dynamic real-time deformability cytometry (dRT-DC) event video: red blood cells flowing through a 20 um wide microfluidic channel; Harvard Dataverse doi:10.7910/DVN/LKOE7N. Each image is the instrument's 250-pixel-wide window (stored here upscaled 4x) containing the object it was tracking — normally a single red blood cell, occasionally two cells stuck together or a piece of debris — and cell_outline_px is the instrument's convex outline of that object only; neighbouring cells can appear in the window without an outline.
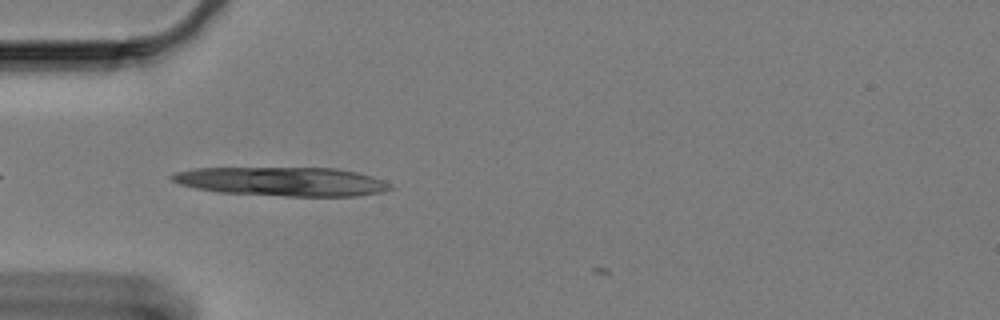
{"species": "Egyptian fruit bat (a non-hibernating species)", "species_latin": "Rousettus aegyptiacus", "temperature_condition": "cold", "stored_images_in_passage": 7, "camera_frame_rate_fps": 3000, "um_per_image_px": 0.085, "animal": {"sex": "female"}, "frame": {"image": 1, "passage_image": 4, "time_ms": 1.0, "image_size_px": [1000, 320], "cell_outline_px": [[392, 188], [384, 192], [356, 196], [284, 196], [220, 192], [196, 188], [180, 184], [172, 180], [168, 176], [176, 172], [192, 168], [336, 168], [356, 172], [384, 180], [392, 184]], "centroid_in_image_um": [24.0, 15.43], "position_along_channel_um": 61.0, "area_um2": 36.82}}